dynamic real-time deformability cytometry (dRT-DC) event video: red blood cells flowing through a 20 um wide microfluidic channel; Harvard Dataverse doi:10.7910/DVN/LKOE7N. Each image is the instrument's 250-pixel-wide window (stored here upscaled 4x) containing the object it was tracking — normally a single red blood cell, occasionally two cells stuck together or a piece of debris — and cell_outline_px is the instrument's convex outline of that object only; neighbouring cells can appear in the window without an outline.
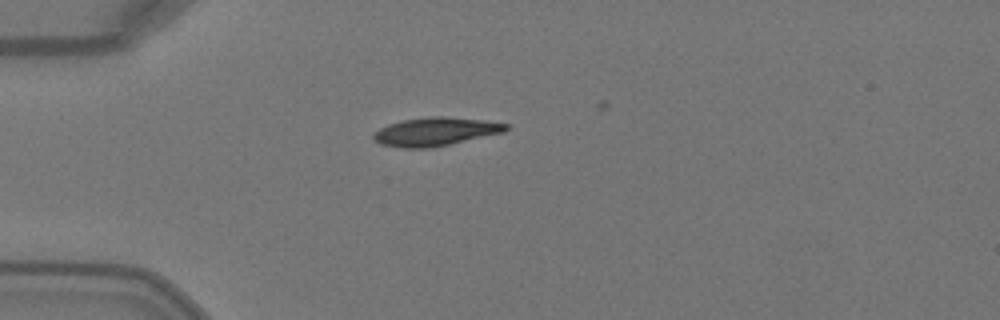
{"species": "Egyptian fruit bat (a non-hibernating species)", "species_latin": "Rousettus aegyptiacus", "temperature_condition": "warm", "stored_images_in_passage": 2, "camera_frame_rate_fps": 3000, "um_per_image_px": 0.085, "animal": {"sex": "female"}, "frame": {"image": 1, "passage_image": 1, "time_ms": 0.0, "image_size_px": [1000, 320], "cell_outline_px": [[508, 128], [504, 132], [448, 144], [428, 148], [400, 148], [380, 144], [372, 140], [372, 136], [380, 128], [388, 124], [404, 120], [432, 116], [444, 116], [484, 120], [508, 124]], "centroid_in_image_um": [36.97, 11.19], "position_along_channel_um": 48.0, "area_um2": 21.73}}